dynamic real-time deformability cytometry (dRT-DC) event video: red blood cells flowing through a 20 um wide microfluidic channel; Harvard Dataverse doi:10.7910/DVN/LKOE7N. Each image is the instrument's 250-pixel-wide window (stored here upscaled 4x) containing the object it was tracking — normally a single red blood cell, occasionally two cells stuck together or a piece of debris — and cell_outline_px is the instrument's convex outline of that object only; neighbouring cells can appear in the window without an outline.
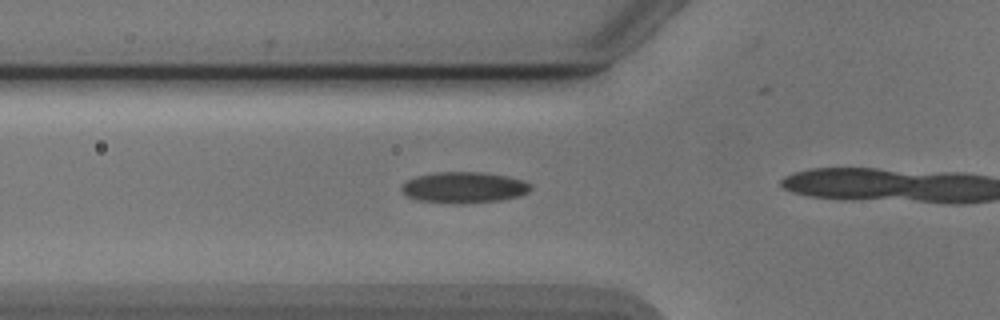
{"species": "Egyptian fruit bat (a non-hibernating species)", "species_latin": "Rousettus aegyptiacus", "temperature_condition": "cold", "stored_images_in_passage": 6, "camera_frame_rate_fps": 3000, "um_per_image_px": 0.085, "animal": {"sex": "male"}, "frame": {"image": 1, "passage_image": 4, "time_ms": 1.0, "image_size_px": [1000, 320], "cell_outline_px": [[532, 188], [528, 192], [520, 196], [500, 200], [456, 204], [448, 204], [416, 200], [404, 196], [400, 192], [400, 184], [416, 176], [436, 172], [480, 172], [508, 176], [524, 180], [532, 184]], "centroid_in_image_um": [39.39, 15.94], "position_along_channel_um": 86.4, "area_um2": 23.87}}